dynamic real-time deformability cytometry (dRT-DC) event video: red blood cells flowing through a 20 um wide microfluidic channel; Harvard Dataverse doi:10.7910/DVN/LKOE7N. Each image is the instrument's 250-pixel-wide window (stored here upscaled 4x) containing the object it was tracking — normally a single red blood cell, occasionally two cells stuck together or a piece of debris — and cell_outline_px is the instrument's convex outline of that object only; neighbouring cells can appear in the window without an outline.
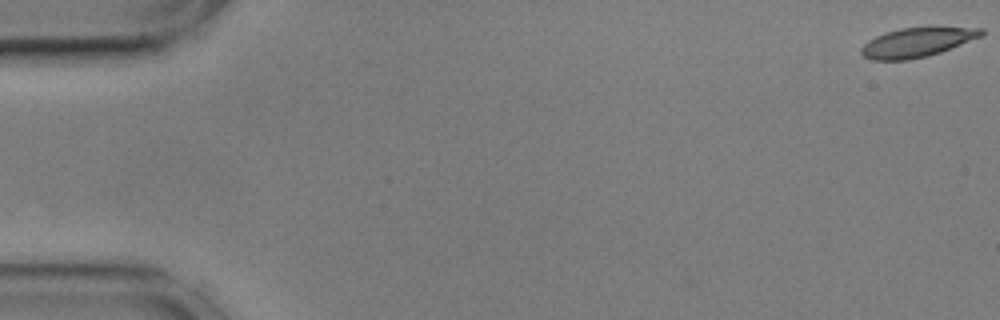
{"species": "common noctule bat (a hibernating species)", "species_latin": "Nyctalus noctula", "temperature_condition": "cold", "stored_images_in_passage": 56, "camera_frame_rate_fps": 3000, "um_per_image_px": 0.085, "animal": {"sex": "male", "body_mass_g": 17.9, "forearm_length_mm": 54.2}, "frame": {"image": 1, "passage_image": 1, "time_ms": 0.0, "image_size_px": [1000, 320], "cell_outline_px": [[984, 36], [940, 52], [928, 56], [908, 60], [872, 60], [864, 56], [860, 52], [860, 48], [868, 40], [884, 32], [900, 28], [984, 28]], "centroid_in_image_um": [77.93, 3.61], "position_along_channel_um": 7.1, "area_um2": 20.4}}
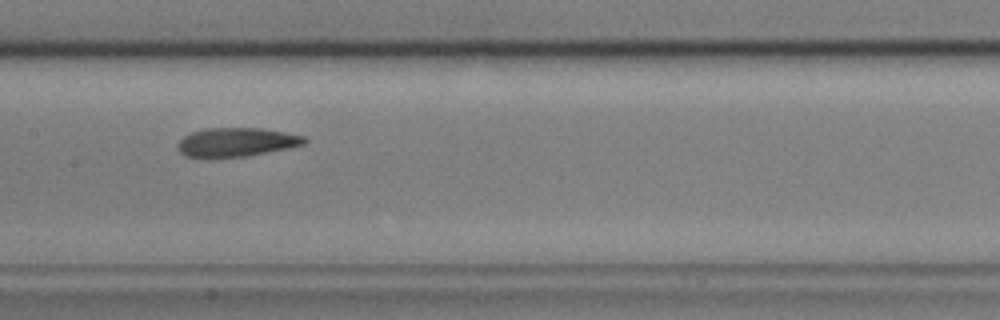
{"frame": {"image": 2, "passage_image": 28, "time_ms": 9.0, "image_size_px": [1000, 320], "cell_outline_px": [[308, 140], [304, 144], [288, 148], [248, 156], [184, 156], [176, 148], [176, 144], [184, 136], [192, 132], [208, 128], [260, 128], [284, 132], [304, 136]], "centroid_in_image_um": [20.1, 12.07], "position_along_channel_um": 187.3, "area_um2": 20.98}}
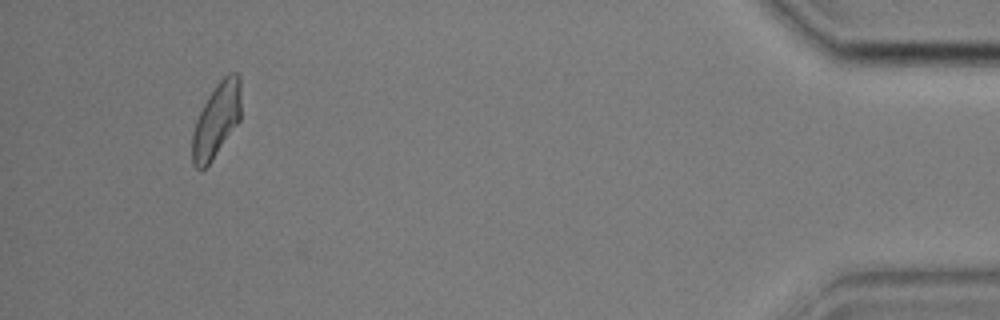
{"frame": {"image": 3, "passage_image": 53, "time_ms": 17.333, "image_size_px": [1000, 320], "cell_outline_px": [[240, 120], [212, 160], [204, 168], [196, 168], [192, 164], [192, 132], [196, 120], [208, 96], [216, 84], [228, 72], [236, 72], [240, 76]], "centroid_in_image_um": [18.4, 10.19], "position_along_channel_um": 416.8, "area_um2": 21.04}, "authors_computed_cell_mechanics": {"area_um2": 21.5883, "velocity_mm_per_s": 3.5813, "shape_relaxation_time_tau1_ms": 4.3954, "shape_relaxation_time_tau2_ms": 3.7393, "deformation_change_tau1": 0.1473, "deformation_change_tau2": 0.1166}}